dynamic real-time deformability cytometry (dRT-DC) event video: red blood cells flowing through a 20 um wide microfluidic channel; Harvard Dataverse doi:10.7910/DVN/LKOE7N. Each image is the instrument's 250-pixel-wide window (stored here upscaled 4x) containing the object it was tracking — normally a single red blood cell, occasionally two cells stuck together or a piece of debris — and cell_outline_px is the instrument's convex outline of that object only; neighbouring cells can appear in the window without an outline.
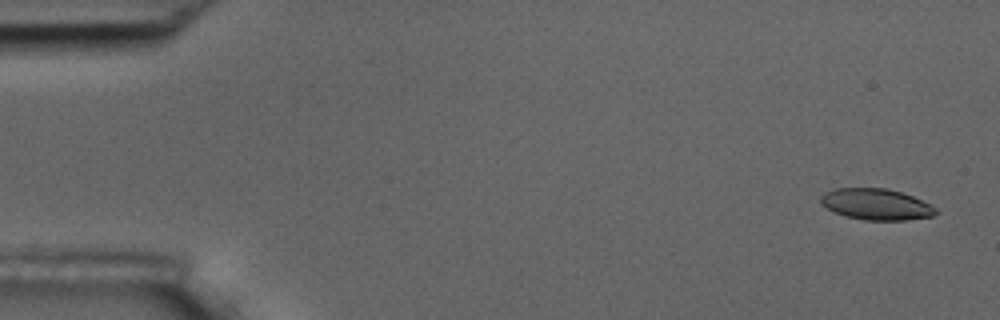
{"species": "common noctule bat (a hibernating species)", "species_latin": "Nyctalus noctula", "temperature_condition": "room temperature", "stored_images_in_passage": 4, "camera_frame_rate_fps": 3000, "um_per_image_px": 0.085, "animal": {"sex": "male", "body_mass_g": 17.5, "forearm_length_mm": 52.3}, "frame": {"image": 1, "passage_image": 1, "time_ms": 0.0, "image_size_px": [1000, 320], "cell_outline_px": [[940, 212], [932, 216], [904, 220], [864, 220], [844, 216], [832, 212], [820, 204], [820, 196], [824, 192], [836, 188], [888, 188], [912, 196], [932, 204]], "centroid_in_image_um": [74.45, 17.37], "position_along_channel_um": 10.5, "area_um2": 21.21}}